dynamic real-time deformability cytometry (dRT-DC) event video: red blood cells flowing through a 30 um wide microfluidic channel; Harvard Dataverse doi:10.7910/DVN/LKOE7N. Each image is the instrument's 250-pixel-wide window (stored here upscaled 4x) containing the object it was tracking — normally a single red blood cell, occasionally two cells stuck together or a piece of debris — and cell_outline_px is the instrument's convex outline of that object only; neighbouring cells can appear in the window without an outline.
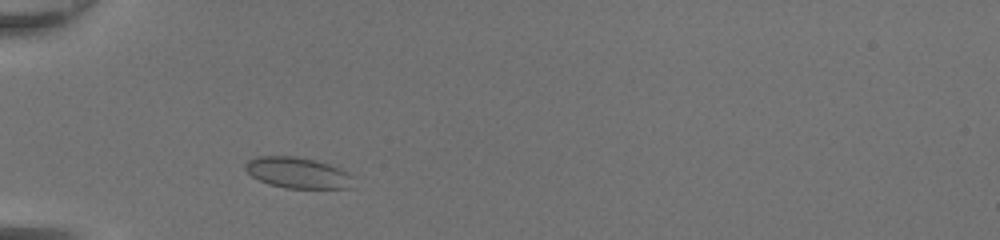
{"species": "common noctule bat (a hibernating species)", "species_latin": "Nyctalus noctula", "temperature_condition": "room temperature", "stored_images_in_passage": 36, "camera_frame_rate_fps": 3000, "um_per_image_px": 0.085, "animal": {"sex": "female", "body_mass_g": 20.0, "forearm_length_mm": 54.0}, "frame": {"image": 1, "passage_image": 4, "time_ms": 1.0, "image_size_px": [1000, 240], "cell_outline_px": [[356, 188], [284, 188], [268, 184], [252, 176], [244, 168], [244, 164], [248, 160], [256, 156], [296, 156], [316, 160], [340, 168], [348, 172], [352, 176]], "centroid_in_image_um": [25.33, 14.69], "position_along_channel_um": 59.7, "area_um2": 19.77}}
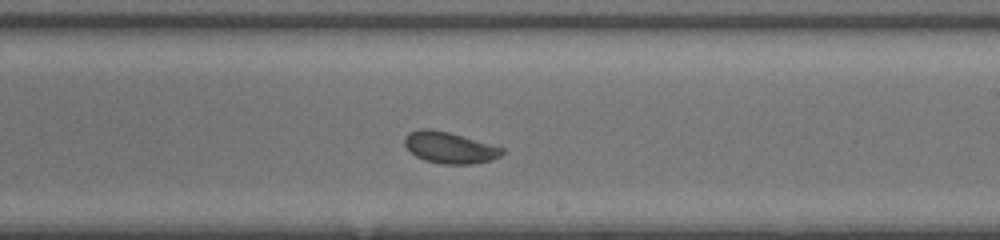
{"frame": {"image": 2, "passage_image": 18, "time_ms": 5.667, "image_size_px": [1000, 240], "cell_outline_px": [[504, 152], [500, 156], [492, 160], [472, 164], [444, 164], [424, 160], [416, 156], [404, 144], [404, 136], [408, 132], [420, 128], [428, 128], [448, 132], [504, 148]], "centroid_in_image_um": [38.2, 12.54], "position_along_channel_um": 250.8, "area_um2": 17.74}}
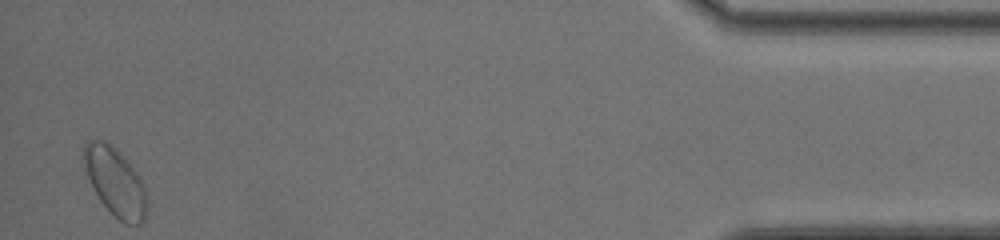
{"frame": {"image": 3, "passage_image": 35, "time_ms": 11.333, "image_size_px": [1000, 240], "cell_outline_px": [[148, 204], [144, 220], [140, 224], [124, 224], [100, 200], [92, 188], [84, 168], [80, 152], [84, 144], [88, 140], [104, 140], [116, 148], [124, 156], [136, 172], [144, 188]], "centroid_in_image_um": [9.75, 15.42], "position_along_channel_um": 425.4, "area_um2": 25.2}, "authors_computed_cell_mechanics": {"area_um2": 18.785, "velocity_mm_per_s": 4.3442, "shape_relaxation_time_tau1_ms": 1.7299, "shape_relaxation_time_tau2_ms": null, "deformation_change_tau1": 0.0532, "deformation_change_tau2": null}}